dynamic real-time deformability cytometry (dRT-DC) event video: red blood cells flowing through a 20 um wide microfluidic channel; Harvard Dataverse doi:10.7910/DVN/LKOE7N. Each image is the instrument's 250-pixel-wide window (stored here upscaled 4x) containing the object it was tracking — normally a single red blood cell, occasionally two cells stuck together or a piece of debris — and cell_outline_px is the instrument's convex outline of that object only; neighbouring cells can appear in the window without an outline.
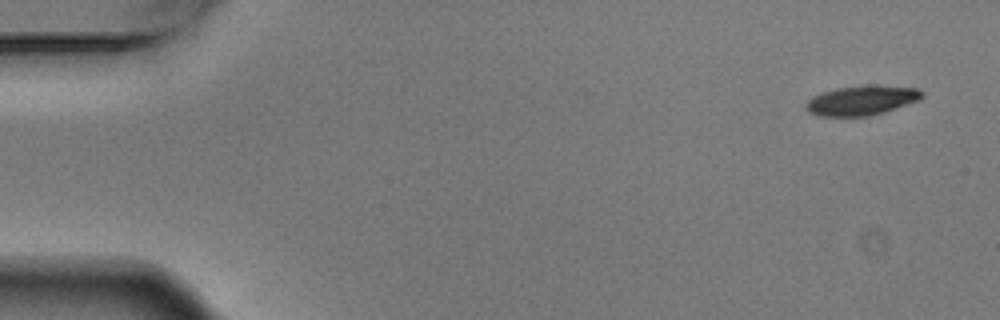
{"species": "Egyptian fruit bat (a non-hibernating species)", "species_latin": "Rousettus aegyptiacus", "temperature_condition": "warm", "stored_images_in_passage": 4, "camera_frame_rate_fps": 3000, "um_per_image_px": 0.085, "animal": {"sex": "male"}, "frame": {"image": 1, "passage_image": 1, "time_ms": 0.0, "image_size_px": [1000, 320], "cell_outline_px": [[924, 96], [920, 100], [884, 112], [868, 116], [820, 116], [808, 112], [804, 108], [804, 104], [812, 96], [836, 88], [916, 88], [924, 92]], "centroid_in_image_um": [73.17, 8.6], "position_along_channel_um": 11.8, "area_um2": 19.07}}
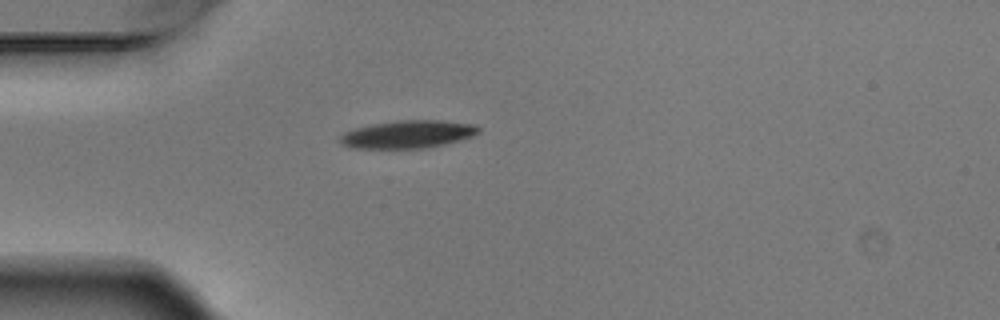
{"frame": {"image": 2, "passage_image": 4, "time_ms": 1.0, "image_size_px": [1000, 320], "cell_outline_px": [[480, 132], [472, 136], [460, 140], [444, 144], [424, 148], [352, 148], [344, 144], [340, 140], [340, 136], [344, 132], [356, 128], [372, 124], [400, 120], [440, 120], [476, 124], [480, 128]], "centroid_in_image_um": [34.71, 11.4], "position_along_channel_um": 50.3, "area_um2": 22.31}}